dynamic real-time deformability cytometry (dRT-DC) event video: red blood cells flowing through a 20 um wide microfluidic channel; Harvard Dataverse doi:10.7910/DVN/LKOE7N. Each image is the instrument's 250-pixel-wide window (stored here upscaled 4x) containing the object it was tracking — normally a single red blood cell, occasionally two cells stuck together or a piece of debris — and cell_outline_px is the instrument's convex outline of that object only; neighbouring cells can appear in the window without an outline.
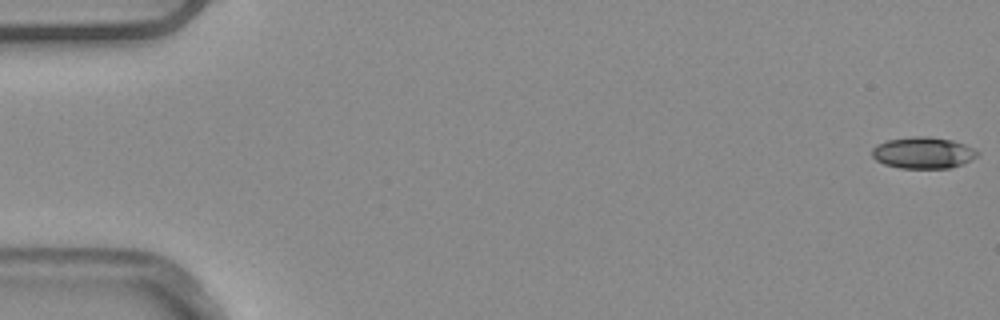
{"species": "common noctule bat (a hibernating species)", "species_latin": "Nyctalus noctula", "temperature_condition": "warm", "stored_images_in_passage": 6, "camera_frame_rate_fps": 3000, "um_per_image_px": 0.085, "animal": {"sex": "male", "body_mass_g": 20.4}, "frame": {"image": 1, "passage_image": 1, "time_ms": 0.0, "image_size_px": [1000, 320], "cell_outline_px": [[980, 152], [976, 156], [952, 168], [900, 168], [884, 164], [876, 160], [872, 156], [872, 148], [876, 144], [888, 140], [916, 136], [928, 136], [952, 140], [964, 144]], "centroid_in_image_um": [78.43, 12.98], "position_along_channel_um": 6.6, "area_um2": 19.19}}
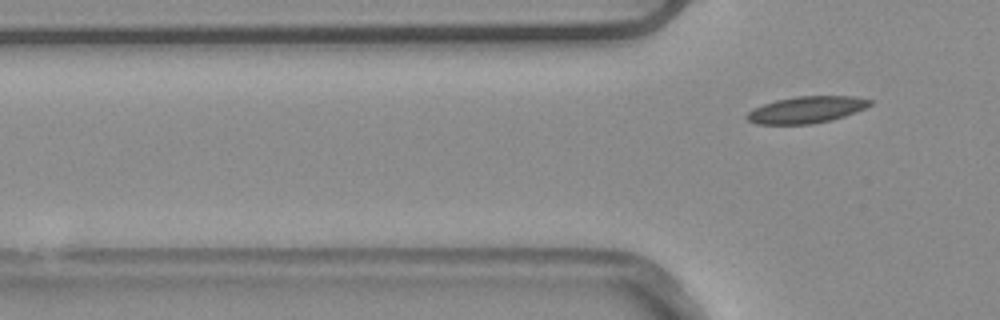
{"frame": {"image": 2, "passage_image": 6, "time_ms": 1.667, "image_size_px": [1000, 320], "cell_outline_px": [[872, 104], [864, 108], [844, 116], [832, 120], [812, 124], [756, 124], [748, 120], [744, 116], [752, 108], [776, 100], [796, 96], [856, 96], [872, 100]], "centroid_in_image_um": [68.53, 9.32], "position_along_channel_um": 57.3, "area_um2": 19.19}}